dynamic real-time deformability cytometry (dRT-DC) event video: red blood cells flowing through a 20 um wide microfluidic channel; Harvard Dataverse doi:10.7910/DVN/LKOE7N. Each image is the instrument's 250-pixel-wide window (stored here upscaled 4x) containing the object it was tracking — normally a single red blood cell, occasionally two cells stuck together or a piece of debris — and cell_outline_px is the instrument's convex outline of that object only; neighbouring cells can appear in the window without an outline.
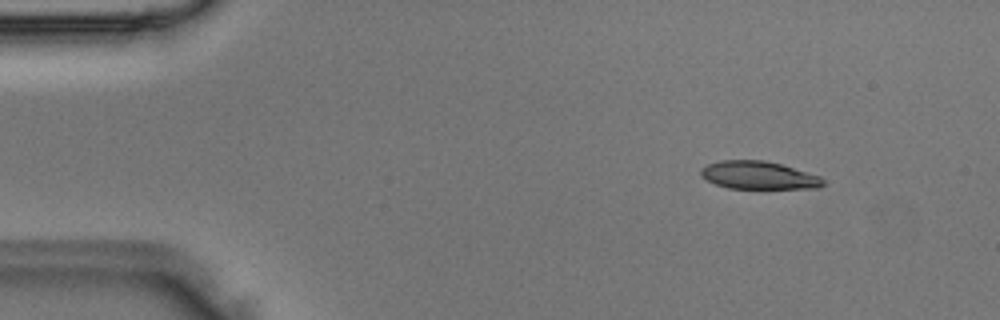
{"species": "Egyptian fruit bat (a non-hibernating species)", "species_latin": "Rousettus aegyptiacus", "temperature_condition": "room temperature", "stored_images_in_passage": 47, "camera_frame_rate_fps": 3000, "um_per_image_px": 0.085, "animal": {"sex": "male"}, "frame": {"image": 1, "passage_image": 5, "time_ms": 1.333, "image_size_px": [1000, 320], "cell_outline_px": [[824, 184], [820, 188], [728, 188], [716, 184], [700, 176], [700, 168], [708, 164], [720, 160], [764, 160], [780, 164], [820, 176], [824, 180]], "centroid_in_image_um": [64.46, 14.89], "position_along_channel_um": 20.5, "area_um2": 19.77}}
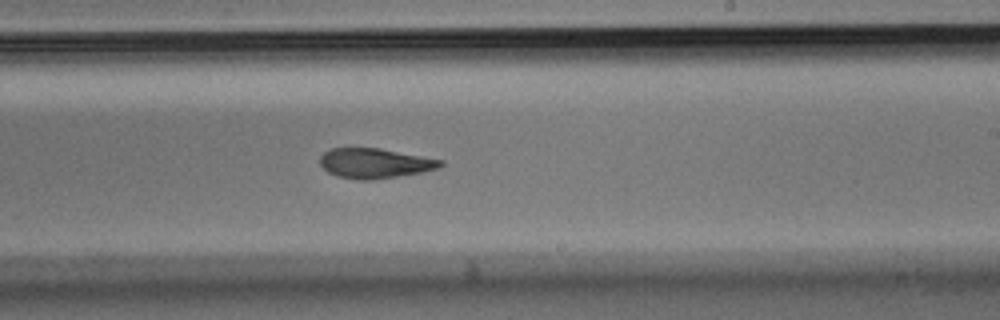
{"frame": {"image": 2, "passage_image": 28, "time_ms": 9.0, "image_size_px": [1000, 320], "cell_outline_px": [[444, 164], [440, 168], [424, 172], [372, 180], [360, 180], [336, 176], [328, 172], [320, 164], [320, 156], [324, 152], [332, 148], [380, 148], [444, 160]], "centroid_in_image_um": [31.89, 13.88], "position_along_channel_um": 257.1, "area_um2": 21.15}}
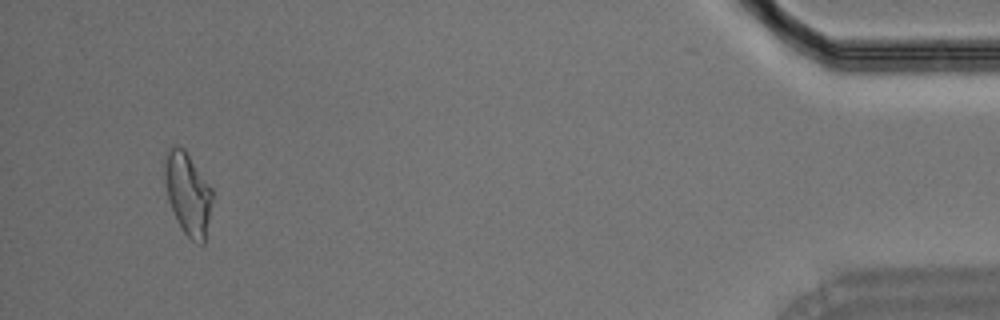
{"frame": {"image": 3, "passage_image": 45, "time_ms": 14.667, "image_size_px": [1000, 320], "cell_outline_px": [[212, 200], [204, 244], [200, 244], [192, 240], [184, 232], [176, 220], [168, 200], [164, 180], [164, 164], [168, 152], [172, 144], [180, 144], [184, 148], [212, 188]], "centroid_in_image_um": [15.95, 16.43], "position_along_channel_um": 419.2, "area_um2": 22.83}}